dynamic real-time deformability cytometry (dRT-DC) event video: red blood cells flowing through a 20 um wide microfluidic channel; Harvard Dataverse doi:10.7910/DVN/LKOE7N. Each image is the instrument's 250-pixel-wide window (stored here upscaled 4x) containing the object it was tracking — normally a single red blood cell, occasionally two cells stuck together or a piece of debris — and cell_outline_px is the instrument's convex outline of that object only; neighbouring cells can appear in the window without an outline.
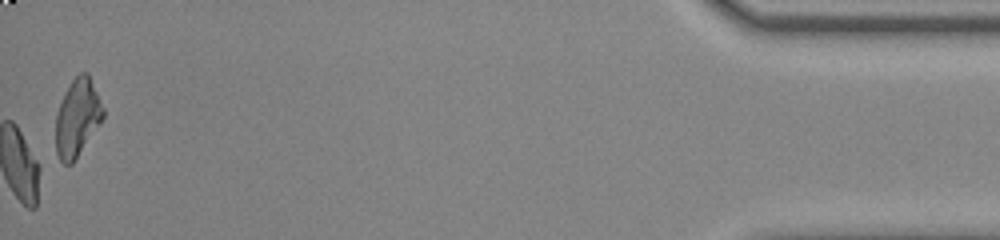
{"species": "common noctule bat (a hibernating species)", "species_latin": "Nyctalus noctula", "temperature_condition": "room temperature", "stored_images_in_passage": 54, "camera_frame_rate_fps": 3000, "um_per_image_px": 0.085, "animal": {"sex": "male", "body_mass_g": 20.0, "forearm_length_mm": 53.3}, "frame": {"image": 1, "passage_image": 54, "time_ms": 17.667, "image_size_px": [1000, 240], "cell_outline_px": [[104, 116], [100, 124], [72, 164], [64, 164], [56, 160], [56, 112], [64, 92], [72, 80], [80, 72], [88, 72], [104, 108]], "centroid_in_image_um": [6.56, 10.02], "position_along_channel_um": 428.6, "area_um2": 21.62}, "authors_computed_cell_mechanics": {"area_um2": 17.6579, "velocity_mm_per_s": 3.8982, "shape_relaxation_time_tau1_ms": 4.5047, "shape_relaxation_time_tau2_ms": 1.5437, "deformation_change_tau1": 0.18, "deformation_change_tau2": 0.0451}}